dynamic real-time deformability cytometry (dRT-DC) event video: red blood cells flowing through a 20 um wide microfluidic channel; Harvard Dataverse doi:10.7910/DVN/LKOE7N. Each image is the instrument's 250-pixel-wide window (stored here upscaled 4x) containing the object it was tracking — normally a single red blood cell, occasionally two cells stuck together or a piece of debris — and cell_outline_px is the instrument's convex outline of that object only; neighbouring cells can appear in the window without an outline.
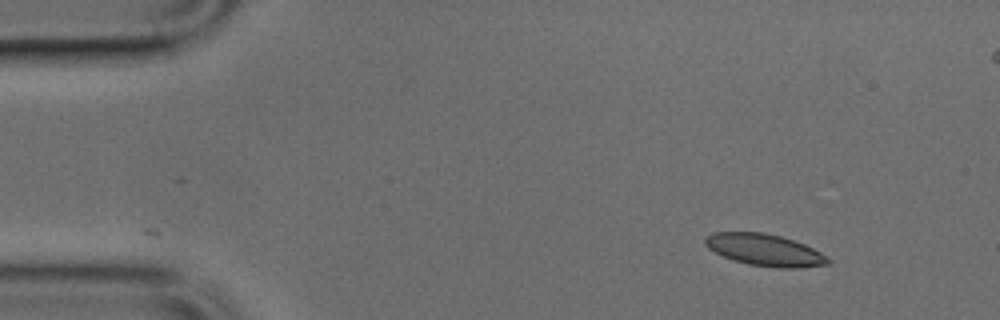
{"species": "common noctule bat (a hibernating species)", "species_latin": "Nyctalus noctula", "temperature_condition": "cold", "stored_images_in_passage": 46, "camera_frame_rate_fps": 3000, "um_per_image_px": 0.085, "animal": {"sex": "male", "body_mass_g": 17.9, "forearm_length_mm": 54.2}, "frame": {"image": 1, "passage_image": 1, "time_ms": 0.0, "image_size_px": [1000, 320], "cell_outline_px": [[832, 260], [828, 264], [800, 268], [776, 268], [748, 264], [732, 260], [708, 248], [704, 244], [704, 236], [712, 232], [764, 232], [780, 236], [804, 244], [828, 256]], "centroid_in_image_um": [64.99, 21.25], "position_along_channel_um": 20.0, "area_um2": 22.95}}
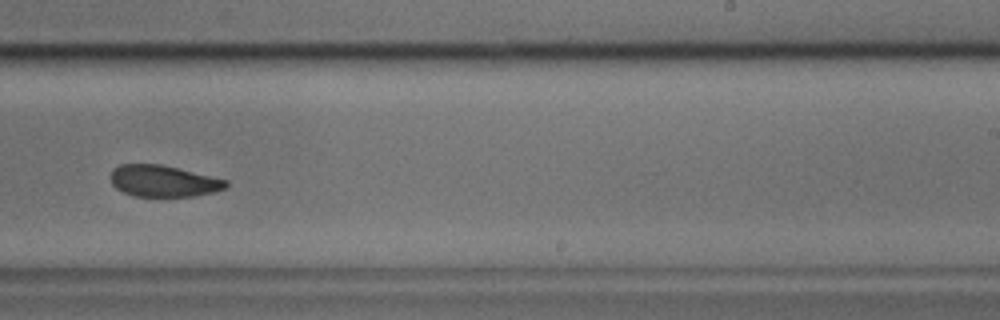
{"frame": {"image": 2, "passage_image": 26, "time_ms": 8.333, "image_size_px": [1000, 320], "cell_outline_px": [[228, 184], [224, 188], [212, 192], [192, 196], [136, 196], [124, 192], [116, 188], [112, 184], [108, 176], [112, 168], [120, 164], [160, 164], [228, 180]], "centroid_in_image_um": [13.82, 15.37], "position_along_channel_um": 275.2, "area_um2": 21.1}}
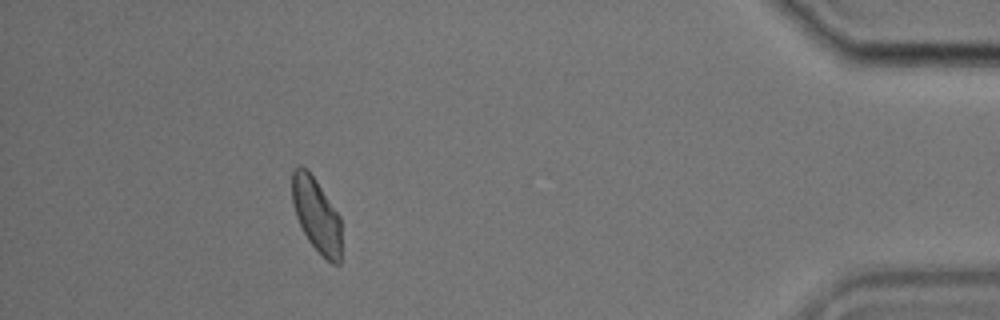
{"frame": {"image": 3, "passage_image": 40, "time_ms": 13.0, "image_size_px": [1000, 320], "cell_outline_px": [[340, 264], [332, 264], [308, 240], [296, 216], [292, 204], [292, 168], [300, 164], [316, 180], [340, 216]], "centroid_in_image_um": [26.88, 18.24], "position_along_channel_um": 408.3, "area_um2": 20.98}}